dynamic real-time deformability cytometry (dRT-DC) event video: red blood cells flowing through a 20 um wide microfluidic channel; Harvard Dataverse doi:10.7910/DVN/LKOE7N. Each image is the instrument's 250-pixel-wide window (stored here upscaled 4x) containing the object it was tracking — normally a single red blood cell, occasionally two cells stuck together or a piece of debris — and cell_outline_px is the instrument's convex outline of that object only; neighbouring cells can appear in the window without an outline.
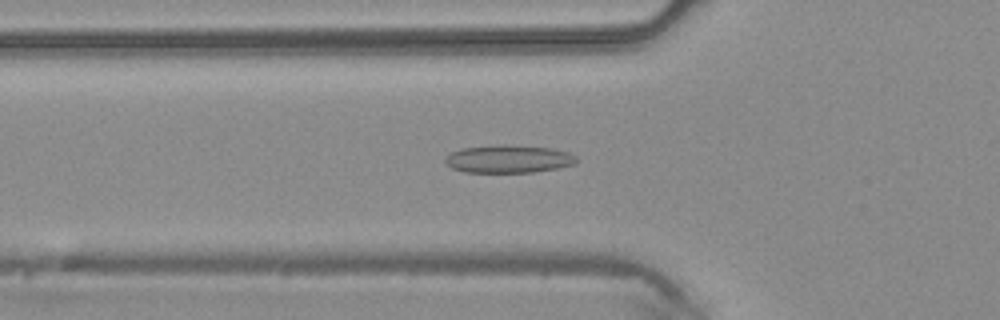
{"species": "common noctule bat (a hibernating species)", "species_latin": "Nyctalus noctula", "temperature_condition": "warm", "stored_images_in_passage": 43, "camera_frame_rate_fps": 3000, "um_per_image_px": 0.085, "animal": {"sex": "male", "body_mass_g": 20.4}, "frame": {"image": 1, "passage_image": 13, "time_ms": 4.0, "image_size_px": [1000, 320], "cell_outline_px": [[576, 164], [556, 168], [532, 172], [464, 172], [452, 168], [444, 164], [444, 160], [452, 152], [460, 148], [500, 144], [508, 144], [552, 148], [568, 152], [576, 156]], "centroid_in_image_um": [43.2, 13.5], "position_along_channel_um": 82.6, "area_um2": 21.44}}
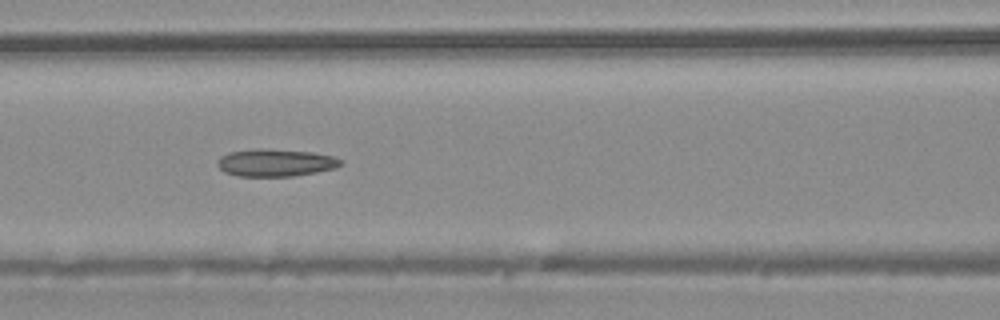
{"frame": {"image": 2, "passage_image": 17, "time_ms": 5.333, "image_size_px": [1000, 320], "cell_outline_px": [[344, 164], [336, 168], [316, 172], [292, 176], [236, 176], [224, 172], [216, 164], [216, 160], [220, 156], [228, 152], [256, 148], [260, 148], [312, 152], [332, 156], [344, 160]], "centroid_in_image_um": [23.41, 13.82], "position_along_channel_um": 143.2, "area_um2": 19.94}}
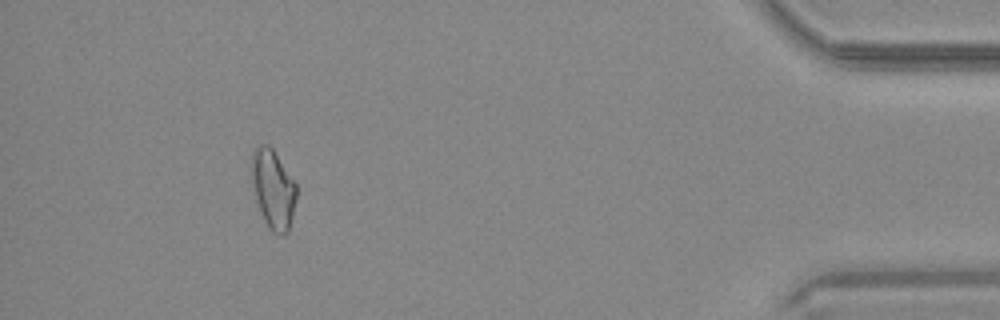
{"frame": {"image": 3, "passage_image": 39, "time_ms": 12.667, "image_size_px": [1000, 320], "cell_outline_px": [[296, 196], [292, 216], [288, 232], [284, 236], [280, 236], [272, 232], [268, 228], [260, 212], [256, 200], [252, 184], [252, 148], [256, 144], [268, 144], [272, 148], [296, 184]], "centroid_in_image_um": [23.2, 16.08], "position_along_channel_um": 412.0, "area_um2": 20.69}}